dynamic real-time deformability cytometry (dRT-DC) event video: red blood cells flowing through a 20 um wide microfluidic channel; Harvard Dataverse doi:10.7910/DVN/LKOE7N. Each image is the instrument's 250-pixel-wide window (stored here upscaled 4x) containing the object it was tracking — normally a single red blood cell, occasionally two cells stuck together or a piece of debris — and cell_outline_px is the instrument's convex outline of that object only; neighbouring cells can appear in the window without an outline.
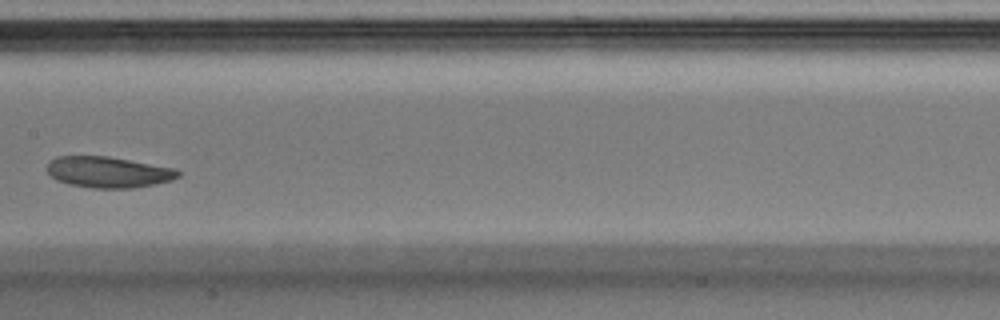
{"species": "Egyptian fruit bat (a non-hibernating species)", "species_latin": "Rousettus aegyptiacus", "temperature_condition": "warm", "stored_images_in_passage": 35, "camera_frame_rate_fps": 3000, "um_per_image_px": 0.085, "animal": {"sex": "male"}, "frame": {"image": 1, "passage_image": 16, "time_ms": 5.0, "image_size_px": [1000, 320], "cell_outline_px": [[180, 176], [172, 180], [132, 188], [92, 188], [68, 184], [56, 180], [48, 172], [48, 164], [56, 156], [108, 156], [172, 168], [180, 172]], "centroid_in_image_um": [9.18, 14.63], "position_along_channel_um": 198.2, "area_um2": 23.41}}